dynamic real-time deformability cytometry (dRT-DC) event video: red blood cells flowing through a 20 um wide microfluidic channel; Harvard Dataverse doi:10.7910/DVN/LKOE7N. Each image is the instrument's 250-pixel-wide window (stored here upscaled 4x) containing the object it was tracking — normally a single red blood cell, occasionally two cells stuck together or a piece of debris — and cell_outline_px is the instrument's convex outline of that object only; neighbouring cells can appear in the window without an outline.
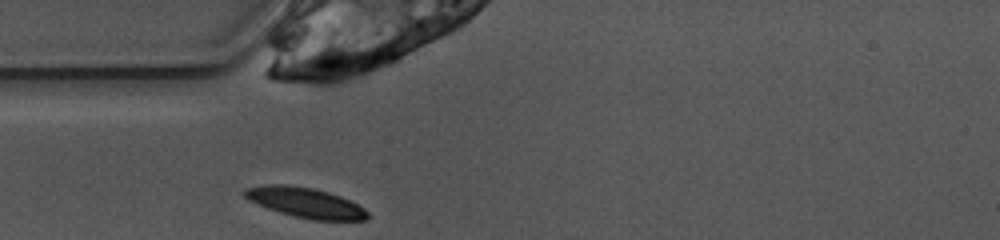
{"species": "common noctule bat (a hibernating species)", "species_latin": "Nyctalus noctula", "temperature_condition": "warm", "stored_images_in_passage": 25, "camera_frame_rate_fps": 3000, "um_per_image_px": 0.085, "animal": {"sex": "female", "body_mass_g": 10.0, "forearm_length_mm": 53.1}, "frame": {"image": 1, "passage_image": 1, "time_ms": 0.0, "image_size_px": [1000, 240], "cell_outline_px": [[368, 216], [364, 220], [312, 220], [280, 212], [268, 208], [248, 200], [240, 192], [244, 188], [268, 184], [284, 184], [312, 188], [328, 192], [340, 196], [364, 208], [368, 212]], "centroid_in_image_um": [25.91, 17.21], "position_along_channel_um": 59.1, "area_um2": 21.39}}
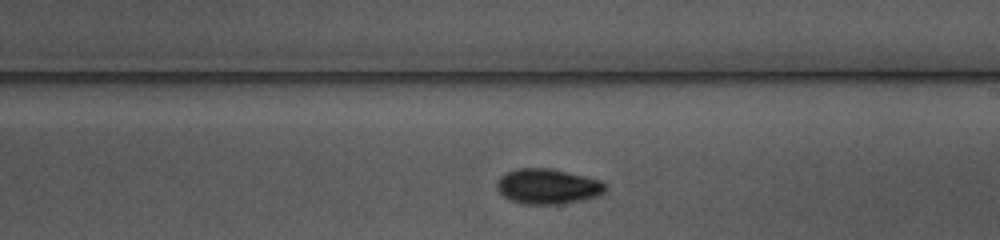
{"frame": {"image": 2, "passage_image": 15, "time_ms": 4.667, "image_size_px": [1000, 240], "cell_outline_px": [[608, 188], [604, 192], [596, 196], [580, 200], [556, 204], [524, 204], [512, 200], [504, 196], [496, 188], [496, 184], [500, 176], [516, 168], [552, 168], [600, 180]], "centroid_in_image_um": [46.54, 15.83], "position_along_channel_um": 242.5, "area_um2": 22.08}}
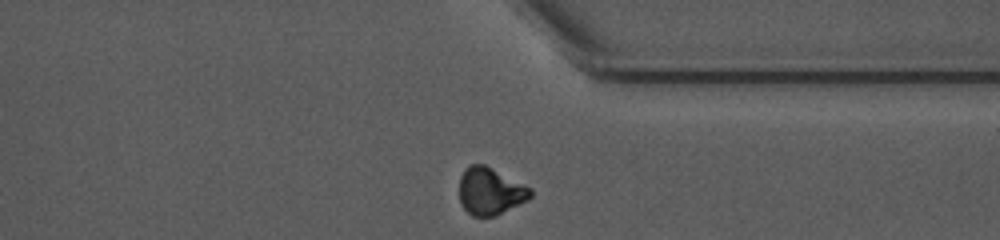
{"frame": {"image": 3, "passage_image": 25, "time_ms": 8.0, "image_size_px": [1000, 240], "cell_outline_px": [[532, 196], [528, 200], [496, 216], [472, 216], [460, 204], [460, 176], [464, 168], [468, 164], [484, 164], [532, 188]], "centroid_in_image_um": [41.67, 16.25], "position_along_channel_um": 369.7, "area_um2": 19.71}, "authors_computed_cell_mechanics": {"area_um2": 21.5016, "velocity_mm_per_s": 3.9104, "shape_relaxation_time_tau1_ms": 3.4262, "shape_relaxation_time_tau2_ms": 3.2404, "deformation_change_tau1": 0.133, "deformation_change_tau2": 0.0596}}